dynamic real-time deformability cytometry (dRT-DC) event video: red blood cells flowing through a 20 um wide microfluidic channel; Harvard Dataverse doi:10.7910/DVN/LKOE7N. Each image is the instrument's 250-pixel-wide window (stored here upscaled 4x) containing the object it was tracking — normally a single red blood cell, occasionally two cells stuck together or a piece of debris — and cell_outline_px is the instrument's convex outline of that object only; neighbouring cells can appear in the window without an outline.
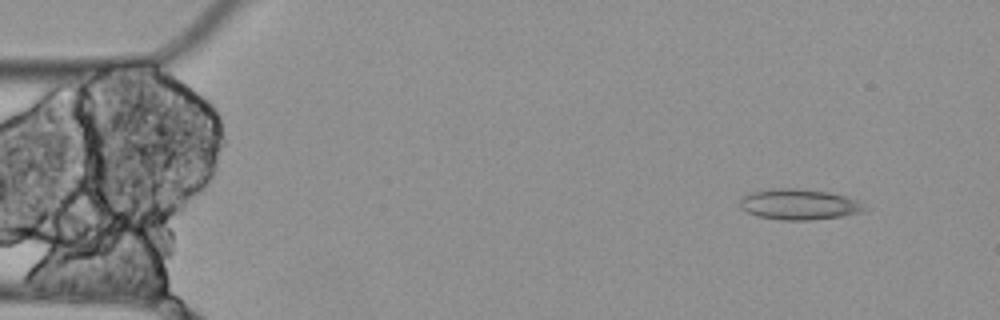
{"species": "Egyptian fruit bat (a non-hibernating species)", "species_latin": "Rousettus aegyptiacus", "temperature_condition": "cold", "stored_images_in_passage": 4, "camera_frame_rate_fps": 3000, "um_per_image_px": 0.085, "animal": {"sex": "female"}, "frame": {"image": 1, "passage_image": 1, "time_ms": 0.0, "image_size_px": [1000, 320], "cell_outline_px": [[868, 208], [864, 212], [844, 216], [808, 220], [780, 220], [756, 216], [740, 208], [740, 200], [744, 192], [768, 188], [796, 188], [828, 192], [844, 196], [856, 200]], "centroid_in_image_um": [67.86, 17.36], "position_along_channel_um": 17.1, "area_um2": 22.66}}
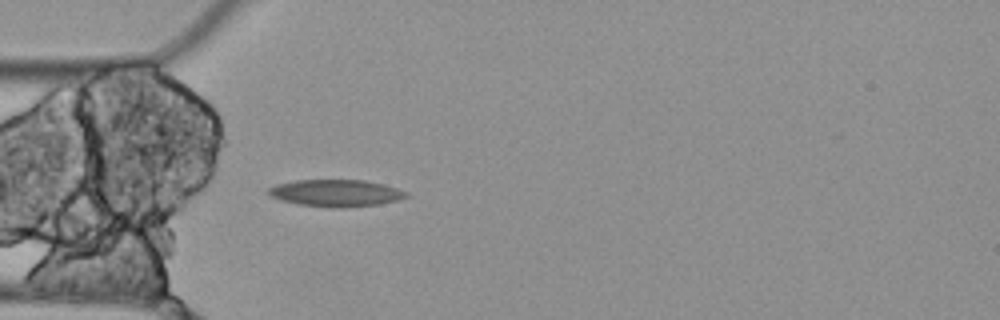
{"frame": {"image": 2, "passage_image": 4, "time_ms": 1.0, "image_size_px": [1000, 320], "cell_outline_px": [[408, 196], [396, 200], [380, 204], [332, 208], [328, 208], [296, 204], [280, 200], [272, 196], [268, 192], [268, 188], [276, 184], [296, 180], [364, 180], [396, 188], [408, 192]], "centroid_in_image_um": [28.51, 16.41], "position_along_channel_um": 56.5, "area_um2": 21.5}}